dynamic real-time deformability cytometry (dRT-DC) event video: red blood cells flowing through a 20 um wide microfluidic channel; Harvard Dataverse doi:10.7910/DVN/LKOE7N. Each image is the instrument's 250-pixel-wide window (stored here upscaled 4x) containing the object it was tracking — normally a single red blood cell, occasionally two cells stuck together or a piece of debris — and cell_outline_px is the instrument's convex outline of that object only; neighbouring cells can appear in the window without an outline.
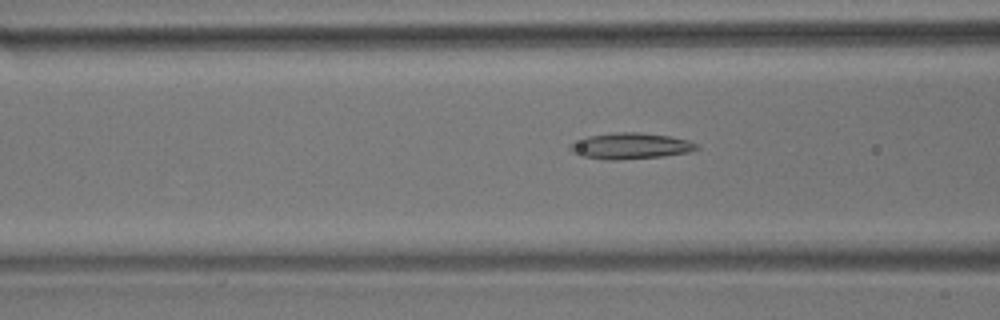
{"species": "common noctule bat (a hibernating species)", "species_latin": "Nyctalus noctula", "temperature_condition": "room temperature", "stored_images_in_passage": 55, "camera_frame_rate_fps": 3000, "um_per_image_px": 0.085, "animal": {"sex": "male", "body_mass_g": 17.9}, "frame": {"image": 1, "passage_image": 21, "time_ms": 6.667, "image_size_px": [1000, 320], "cell_outline_px": [[700, 148], [688, 152], [664, 156], [616, 160], [608, 160], [580, 156], [572, 152], [568, 148], [568, 144], [588, 136], [616, 132], [640, 132], [668, 136], [688, 140], [696, 144]], "centroid_in_image_um": [53.55, 12.41], "position_along_channel_um": 113.1, "area_um2": 19.25}}
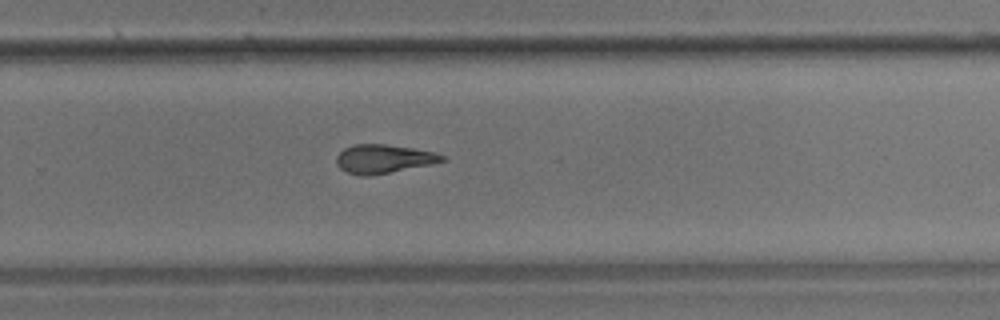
{"frame": {"image": 2, "passage_image": 36, "time_ms": 11.667, "image_size_px": [1000, 320], "cell_outline_px": [[448, 160], [372, 176], [360, 176], [348, 172], [340, 168], [336, 164], [336, 156], [344, 148], [352, 144], [384, 144], [412, 148], [432, 152], [448, 156]], "centroid_in_image_um": [32.58, 13.5], "position_along_channel_um": 297.2, "area_um2": 17.69}}
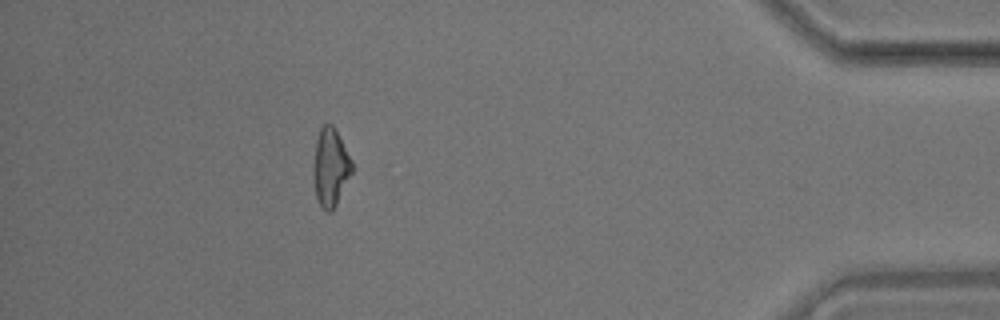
{"frame": {"image": 3, "passage_image": 49, "time_ms": 16.0, "image_size_px": [1000, 320], "cell_outline_px": [[356, 168], [332, 212], [328, 212], [320, 204], [316, 196], [316, 140], [320, 128], [324, 124], [332, 124], [352, 160]], "centroid_in_image_um": [28.18, 14.23], "position_along_channel_um": 407.0, "area_um2": 16.94}, "authors_computed_cell_mechanics": {"area_um2": 18.1492, "velocity_mm_per_s": 3.6844, "shape_relaxation_time_tau1_ms": null, "shape_relaxation_time_tau2_ms": 4.6888, "deformation_change_tau1": null, "deformation_change_tau2": 0.1492}}